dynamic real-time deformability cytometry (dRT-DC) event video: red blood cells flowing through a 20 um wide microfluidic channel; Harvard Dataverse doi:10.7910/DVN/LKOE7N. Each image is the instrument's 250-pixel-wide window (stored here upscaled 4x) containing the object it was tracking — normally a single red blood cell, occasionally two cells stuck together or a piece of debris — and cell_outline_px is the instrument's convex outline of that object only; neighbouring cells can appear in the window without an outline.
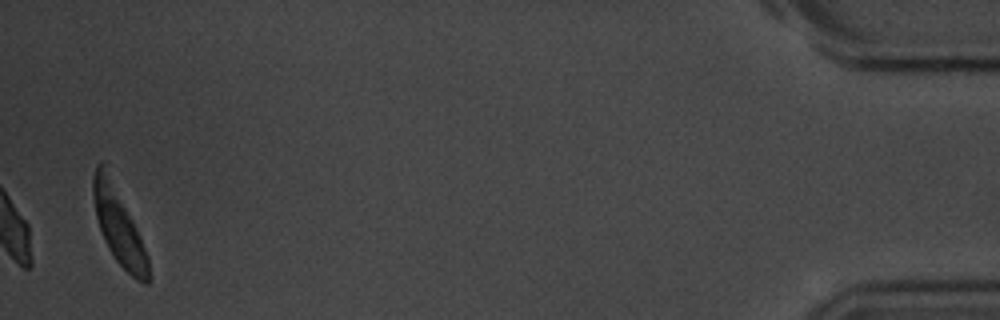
{"species": "common noctule bat (a hibernating species)", "species_latin": "Nyctalus noctula", "temperature_condition": "room temperature", "stored_images_in_passage": 39, "camera_frame_rate_fps": 3000, "um_per_image_px": 0.085, "animal": {"sex": "male", "body_mass_g": 20.1, "forearm_length_mm": 53.5}, "frame": {"image": 1, "passage_image": 39, "time_ms": 12.667, "image_size_px": [1000, 320], "cell_outline_px": [[148, 284], [144, 284], [136, 280], [112, 256], [104, 240], [96, 216], [92, 196], [92, 176], [96, 164], [100, 160], [104, 160], [140, 236], [148, 256]], "centroid_in_image_um": [10.04, 19.12], "position_along_channel_um": 425.2, "area_um2": 24.51}, "authors_computed_cell_mechanics": {"area_um2": 17.5712, "velocity_mm_per_s": 3.6733, "shape_relaxation_time_tau1_ms": 4.0372, "shape_relaxation_time_tau2_ms": 0.8998, "deformation_change_tau1": 0.1636, "deformation_change_tau2": 0.0394}}